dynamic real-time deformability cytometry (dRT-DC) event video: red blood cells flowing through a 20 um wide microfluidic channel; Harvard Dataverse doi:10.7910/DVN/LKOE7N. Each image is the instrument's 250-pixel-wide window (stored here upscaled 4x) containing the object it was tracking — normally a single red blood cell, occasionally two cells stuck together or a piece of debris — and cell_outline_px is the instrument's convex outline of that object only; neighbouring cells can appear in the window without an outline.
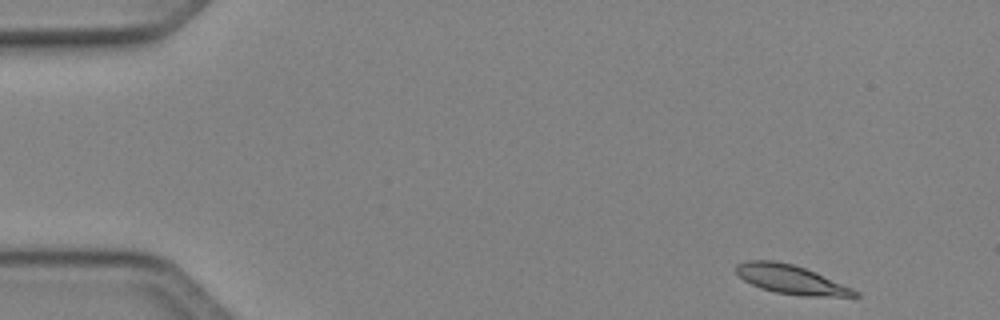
{"species": "Egyptian fruit bat (a non-hibernating species)", "species_latin": "Rousettus aegyptiacus", "temperature_condition": "cold", "stored_images_in_passage": 46, "camera_frame_rate_fps": 3000, "um_per_image_px": 0.085, "animal": {"sex": "female"}, "frame": {"image": 1, "passage_image": 1, "time_ms": 0.0, "image_size_px": [1000, 320], "cell_outline_px": [[860, 296], [804, 296], [776, 292], [760, 288], [744, 280], [736, 272], [736, 264], [748, 260], [772, 260], [792, 264], [816, 272], [852, 288], [860, 292]], "centroid_in_image_um": [67.23, 23.75], "position_along_channel_um": 17.8, "area_um2": 19.83}}
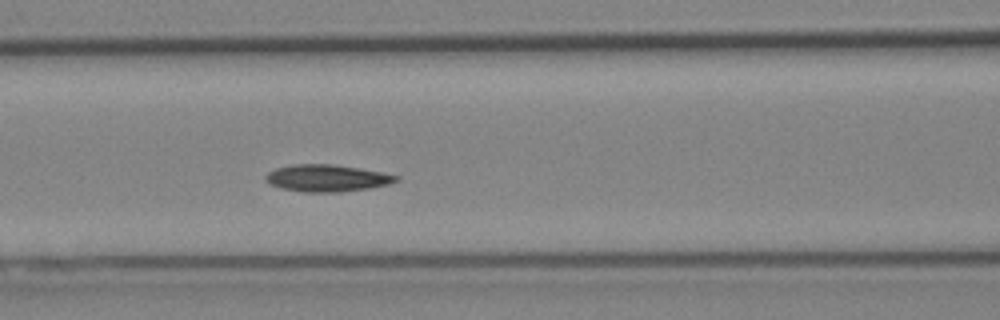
{"frame": {"image": 2, "passage_image": 18, "time_ms": 5.667, "image_size_px": [1000, 320], "cell_outline_px": [[400, 180], [388, 184], [372, 188], [340, 192], [304, 192], [280, 188], [268, 184], [264, 180], [264, 176], [268, 172], [276, 168], [296, 164], [328, 164], [356, 168], [380, 172], [400, 176]], "centroid_in_image_um": [27.76, 15.15], "position_along_channel_um": 138.8, "area_um2": 20.52}}
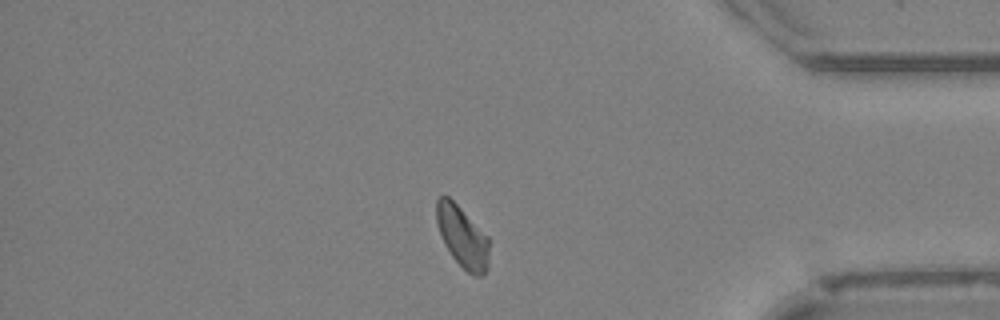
{"frame": {"image": 3, "passage_image": 39, "time_ms": 12.667, "image_size_px": [1000, 320], "cell_outline_px": [[488, 268], [480, 276], [476, 276], [468, 272], [452, 256], [444, 244], [436, 220], [436, 200], [440, 196], [448, 196], [488, 236]], "centroid_in_image_um": [39.3, 20.12], "position_along_channel_um": 395.9, "area_um2": 18.44}, "authors_computed_cell_mechanics": {"area_um2": 19.4497, "velocity_mm_per_s": 4.0568, "shape_relaxation_time_tau1_ms": 9.8705, "shape_relaxation_time_tau2_ms": 4.3962, "deformation_change_tau1": 0.1843, "deformation_change_tau2": 0.0855}}